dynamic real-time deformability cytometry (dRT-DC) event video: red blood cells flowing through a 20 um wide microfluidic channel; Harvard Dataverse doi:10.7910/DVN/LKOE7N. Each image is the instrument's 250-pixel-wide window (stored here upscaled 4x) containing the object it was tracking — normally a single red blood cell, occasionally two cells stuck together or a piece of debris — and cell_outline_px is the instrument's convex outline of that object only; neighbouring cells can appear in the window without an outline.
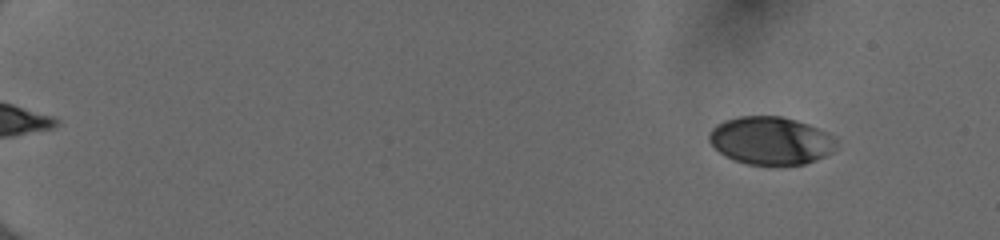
{"species": "human", "species_latin": "Homo sapiens", "temperature_condition": "cold", "stored_images_in_passage": 53, "camera_frame_rate_fps": 3000, "um_per_image_px": 0.085, "donor": {"sex": "female"}, "frame": {"image": 1, "passage_image": 5, "time_ms": 1.333, "image_size_px": [1000, 240], "cell_outline_px": [[836, 144], [832, 152], [816, 160], [804, 164], [748, 164], [724, 156], [708, 140], [708, 132], [716, 124], [724, 120], [736, 116], [780, 116], [796, 120], [808, 124], [832, 136], [836, 140]], "centroid_in_image_um": [65.47, 11.94], "position_along_channel_um": 19.5, "area_um2": 35.26}}
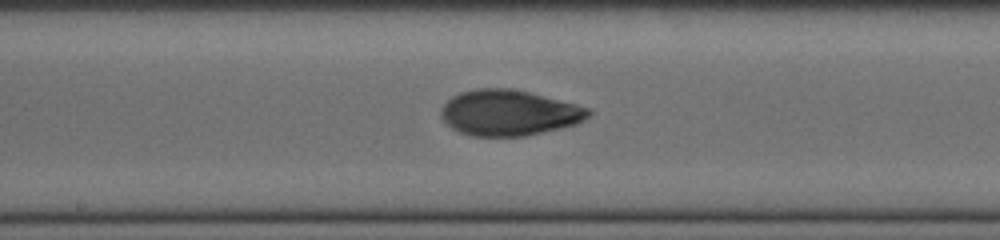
{"frame": {"image": 2, "passage_image": 31, "time_ms": 10.0, "image_size_px": [1000, 240], "cell_outline_px": [[592, 112], [584, 120], [576, 124], [560, 128], [524, 136], [472, 136], [460, 132], [452, 128], [444, 120], [440, 112], [440, 108], [452, 96], [460, 92], [476, 88], [508, 88], [528, 92], [592, 108]], "centroid_in_image_um": [43.26, 9.58], "position_along_channel_um": 204.9, "area_um2": 39.13}}
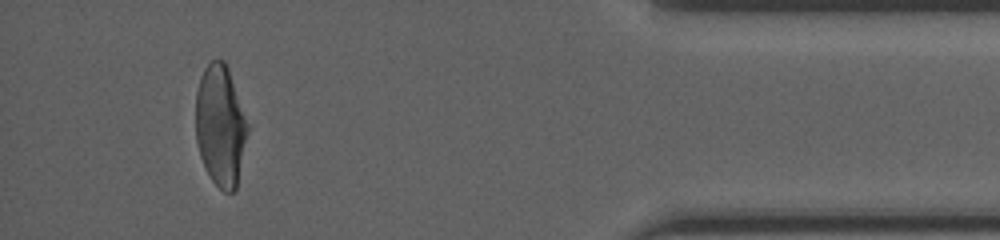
{"frame": {"image": 3, "passage_image": 50, "time_ms": 16.333, "image_size_px": [1000, 240], "cell_outline_px": [[252, 124], [236, 188], [232, 192], [224, 192], [212, 180], [200, 156], [196, 140], [196, 92], [200, 76], [204, 68], [212, 60], [224, 60], [228, 68]], "centroid_in_image_um": [18.8, 10.65], "position_along_channel_um": 416.4, "area_um2": 37.69}, "authors_computed_cell_mechanics": {"area_um2": 38.0324, "velocity_mm_per_s": 4.0099, "shape_relaxation_time_tau1_ms": 6.2599, "shape_relaxation_time_tau2_ms": 1.3299, "deformation_change_tau1": 0.2022, "deformation_change_tau2": 0.0596}}